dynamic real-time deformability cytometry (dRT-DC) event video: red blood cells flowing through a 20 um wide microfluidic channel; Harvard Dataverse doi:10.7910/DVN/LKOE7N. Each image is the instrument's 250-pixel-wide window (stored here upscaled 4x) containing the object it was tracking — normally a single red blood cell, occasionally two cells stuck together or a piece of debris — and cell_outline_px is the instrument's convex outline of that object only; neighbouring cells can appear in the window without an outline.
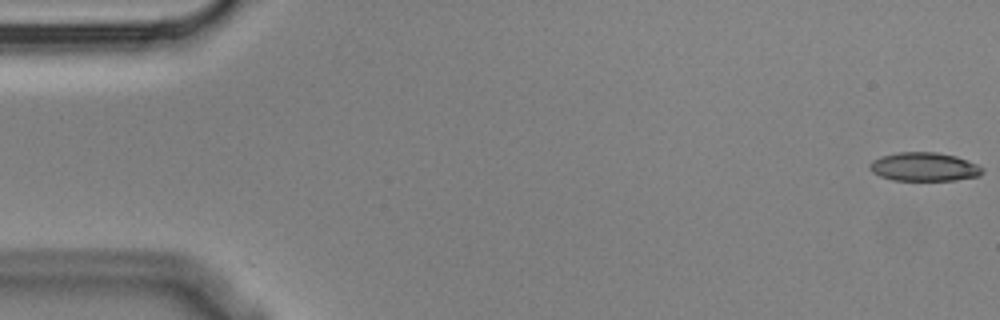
{"species": "Egyptian fruit bat (a non-hibernating species)", "species_latin": "Rousettus aegyptiacus", "temperature_condition": "cold", "stored_images_in_passage": 5, "camera_frame_rate_fps": 3000, "um_per_image_px": 0.085, "animal": {"sex": "male"}, "frame": {"image": 1, "passage_image": 1, "time_ms": 0.0, "image_size_px": [1000, 320], "cell_outline_px": [[984, 172], [980, 176], [956, 180], [892, 180], [880, 176], [872, 172], [868, 168], [868, 164], [872, 160], [880, 156], [900, 152], [936, 152], [956, 156], [968, 160], [984, 168]], "centroid_in_image_um": [78.55, 14.18], "position_along_channel_um": 6.5, "area_um2": 19.02}}
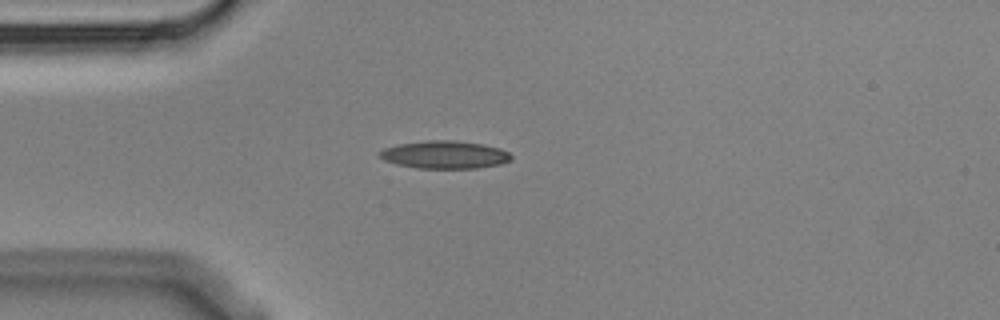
{"frame": {"image": 2, "passage_image": 5, "time_ms": 1.333, "image_size_px": [1000, 320], "cell_outline_px": [[512, 160], [500, 164], [476, 168], [420, 168], [396, 164], [384, 160], [380, 156], [380, 152], [384, 148], [396, 144], [428, 140], [456, 140], [480, 144], [500, 148], [508, 152], [512, 156]], "centroid_in_image_um": [37.8, 13.14], "position_along_channel_um": 47.2, "area_um2": 21.21}}